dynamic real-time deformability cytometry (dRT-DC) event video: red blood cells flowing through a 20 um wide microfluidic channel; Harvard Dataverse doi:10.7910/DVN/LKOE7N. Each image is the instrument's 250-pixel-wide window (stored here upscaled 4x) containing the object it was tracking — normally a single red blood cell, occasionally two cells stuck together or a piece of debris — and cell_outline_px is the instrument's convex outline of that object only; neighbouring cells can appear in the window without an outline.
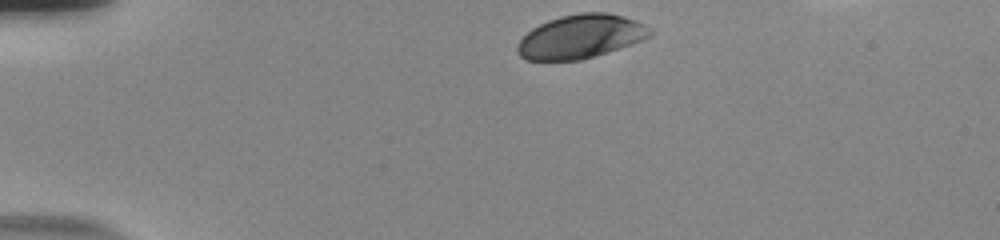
{"species": "human", "species_latin": "Homo sapiens", "temperature_condition": "room temperature", "stored_images_in_passage": 36, "camera_frame_rate_fps": 3000, "um_per_image_px": 0.085, "donor": {"sex": "male"}, "frame": {"image": 1, "passage_image": 1, "time_ms": 0.0, "image_size_px": [1000, 240], "cell_outline_px": [[652, 36], [580, 60], [524, 60], [520, 56], [516, 48], [516, 44], [532, 28], [548, 20], [560, 16], [580, 12], [608, 12], [624, 16], [636, 20], [652, 28]], "centroid_in_image_um": [49.33, 3.08], "position_along_channel_um": 35.7, "area_um2": 33.52}}
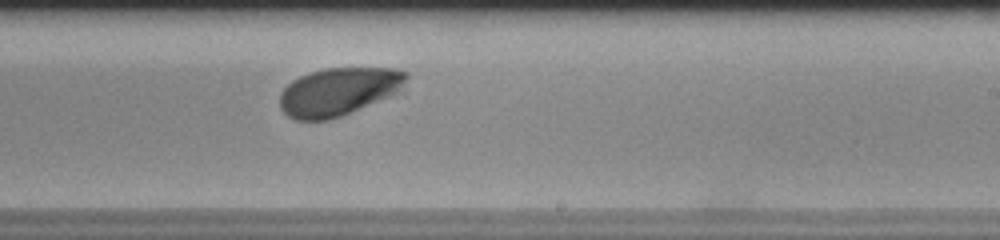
{"frame": {"image": 2, "passage_image": 24, "time_ms": 7.667, "image_size_px": [1000, 240], "cell_outline_px": [[408, 76], [404, 92], [340, 116], [328, 120], [296, 120], [288, 116], [280, 108], [280, 92], [292, 80], [308, 72], [324, 68], [396, 68], [408, 72]], "centroid_in_image_um": [28.85, 7.77], "position_along_channel_um": 260.2, "area_um2": 36.01}}
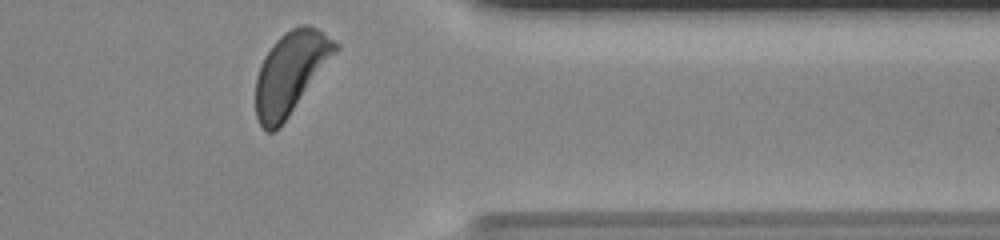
{"frame": {"image": 3, "passage_image": 35, "time_ms": 11.333, "image_size_px": [1000, 240], "cell_outline_px": [[340, 48], [280, 128], [272, 132], [268, 132], [260, 124], [256, 116], [256, 76], [260, 64], [264, 56], [272, 44], [280, 36], [292, 28], [300, 24], [308, 24], [324, 32], [340, 44]], "centroid_in_image_um": [24.71, 6.17], "position_along_channel_um": 386.7, "area_um2": 38.09}, "authors_computed_cell_mechanics": {"area_um2": 35.8071, "velocity_mm_per_s": 3.6671, "shape_relaxation_time_tau1_ms": 2.0186, "shape_relaxation_time_tau2_ms": null, "deformation_change_tau1": 0.1127, "deformation_change_tau2": null}}